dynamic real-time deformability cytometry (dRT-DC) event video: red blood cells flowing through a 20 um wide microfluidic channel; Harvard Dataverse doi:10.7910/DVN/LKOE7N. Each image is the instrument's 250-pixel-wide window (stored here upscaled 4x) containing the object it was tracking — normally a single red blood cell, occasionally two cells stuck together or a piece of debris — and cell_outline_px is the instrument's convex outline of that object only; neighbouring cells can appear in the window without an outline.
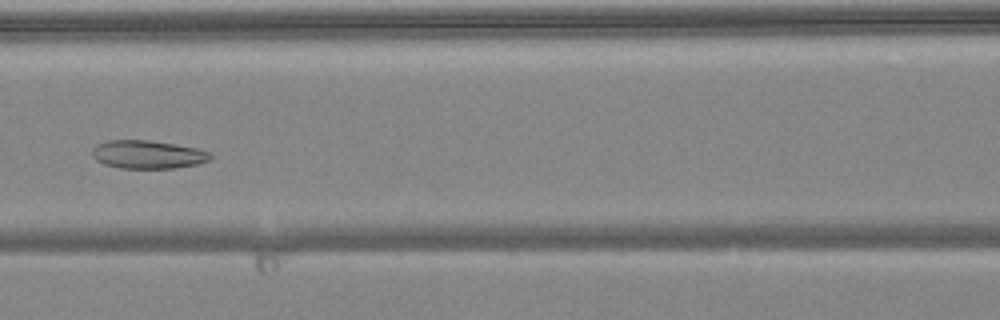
{"species": "common noctule bat (a hibernating species)", "species_latin": "Nyctalus noctula", "temperature_condition": "warm", "stored_images_in_passage": 7, "camera_frame_rate_fps": 3000, "um_per_image_px": 0.085, "animal": {"sex": "female", "body_mass_g": 24.6, "forearm_length_mm": 56.2}, "frame": {"image": 1, "passage_image": 6, "time_ms": 1.667, "image_size_px": [1000, 320], "cell_outline_px": [[212, 156], [208, 160], [196, 164], [176, 168], [120, 168], [104, 164], [96, 160], [92, 156], [92, 148], [96, 144], [108, 140], [148, 140], [196, 148], [212, 152]], "centroid_in_image_um": [12.53, 13.13], "position_along_channel_um": 154.1, "area_um2": 19.42}}
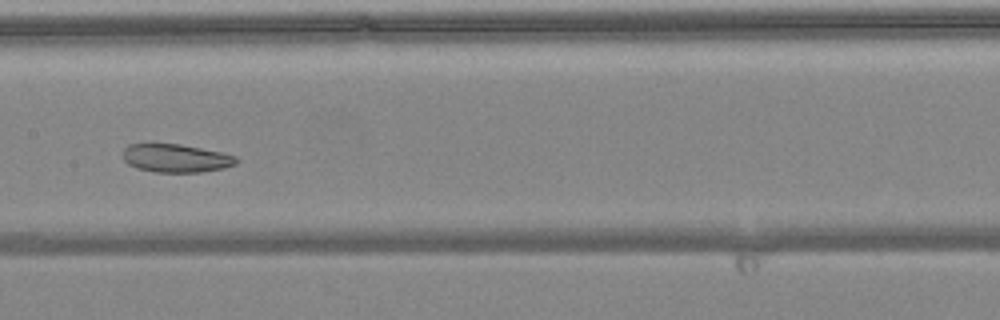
{"frame": {"image": 2, "passage_image": 7, "time_ms": 2.0, "image_size_px": [1000, 320], "cell_outline_px": [[240, 160], [236, 164], [224, 168], [200, 172], [152, 172], [136, 168], [128, 164], [124, 160], [124, 148], [128, 144], [180, 144], [220, 152], [236, 156]], "centroid_in_image_um": [14.96, 13.45], "position_along_channel_um": 192.4, "area_um2": 18.67}}